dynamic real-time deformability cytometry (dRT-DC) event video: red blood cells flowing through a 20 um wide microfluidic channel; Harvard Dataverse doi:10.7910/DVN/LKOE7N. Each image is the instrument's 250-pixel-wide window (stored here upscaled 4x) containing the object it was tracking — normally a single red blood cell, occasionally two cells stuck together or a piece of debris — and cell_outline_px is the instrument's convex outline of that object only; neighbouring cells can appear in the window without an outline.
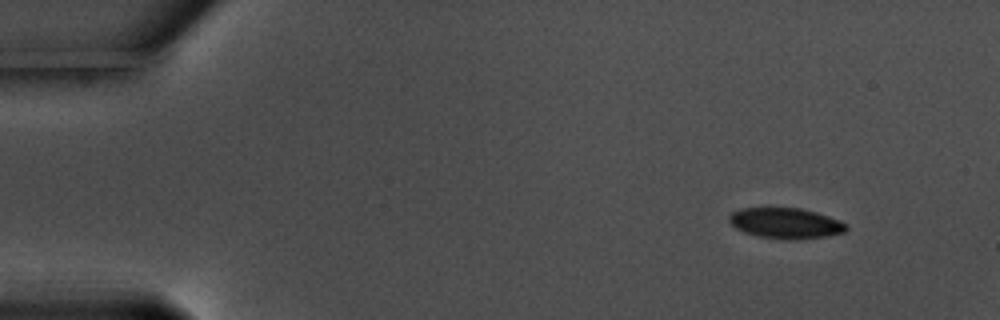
{"species": "common noctule bat (a hibernating species)", "species_latin": "Nyctalus noctula", "temperature_condition": "warm", "stored_images_in_passage": 9, "camera_frame_rate_fps": 3000, "um_per_image_px": 0.085, "animal": {"sex": "male", "body_mass_g": 17.5, "forearm_length_mm": 52.3}, "frame": {"image": 1, "passage_image": 1, "time_ms": 0.0, "image_size_px": [1000, 320], "cell_outline_px": [[848, 228], [844, 232], [824, 236], [788, 240], [760, 236], [744, 232], [736, 228], [728, 220], [728, 216], [732, 212], [740, 208], [800, 208], [816, 212], [840, 220]], "centroid_in_image_um": [66.75, 18.96], "position_along_channel_um": 18.3, "area_um2": 20.63}}